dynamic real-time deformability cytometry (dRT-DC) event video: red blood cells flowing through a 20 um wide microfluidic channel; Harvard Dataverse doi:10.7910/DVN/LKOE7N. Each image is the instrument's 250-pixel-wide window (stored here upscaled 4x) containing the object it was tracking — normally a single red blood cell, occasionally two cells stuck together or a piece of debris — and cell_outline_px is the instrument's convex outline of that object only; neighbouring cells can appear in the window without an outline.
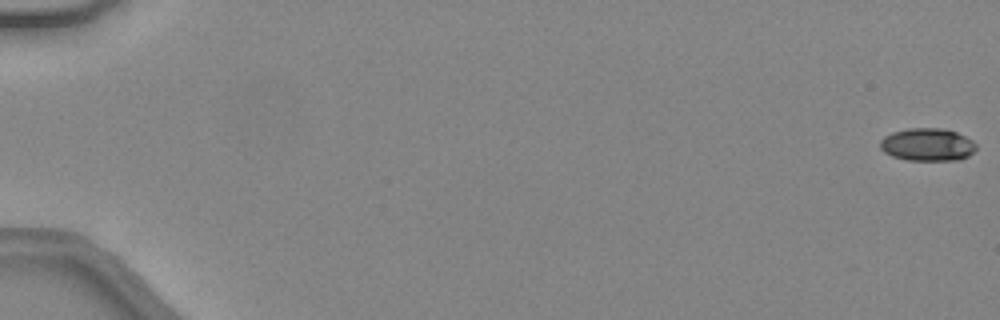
{"species": "common noctule bat (a hibernating species)", "species_latin": "Nyctalus noctula", "temperature_condition": "warm", "stored_images_in_passage": 49, "camera_frame_rate_fps": 3000, "um_per_image_px": 0.085, "animal": {"sex": "female", "body_mass_g": 24.6, "forearm_length_mm": 56.2}, "frame": {"image": 1, "passage_image": 1, "time_ms": 0.0, "image_size_px": [1000, 320], "cell_outline_px": [[976, 148], [968, 156], [960, 160], [908, 160], [892, 156], [884, 152], [880, 148], [880, 140], [884, 136], [892, 132], [908, 128], [940, 128], [956, 132], [972, 140], [976, 144]], "centroid_in_image_um": [78.81, 12.29], "position_along_channel_um": 6.2, "area_um2": 18.32}}
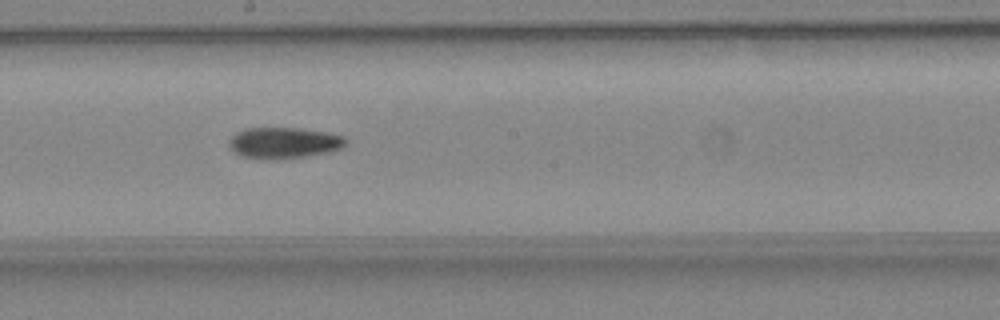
{"frame": {"image": 2, "passage_image": 29, "time_ms": 9.333, "image_size_px": [1000, 320], "cell_outline_px": [[348, 140], [340, 148], [328, 152], [308, 156], [272, 160], [240, 156], [228, 144], [228, 140], [236, 132], [244, 128], [300, 128], [324, 132], [344, 136]], "centroid_in_image_um": [24.1, 12.14], "position_along_channel_um": 224.1, "area_um2": 21.15}}
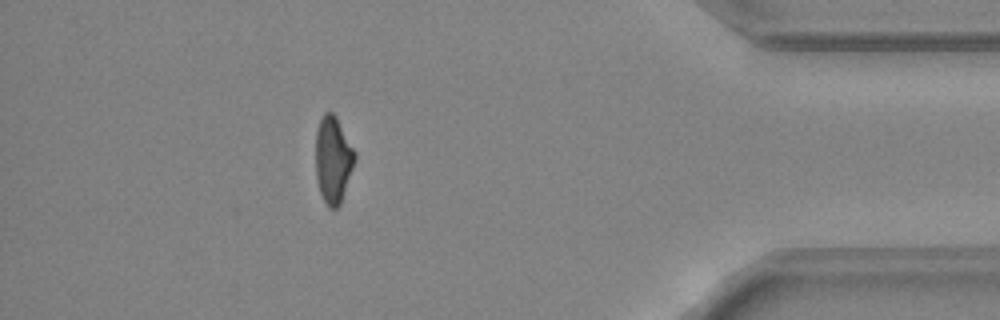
{"frame": {"image": 3, "passage_image": 44, "time_ms": 14.333, "image_size_px": [1000, 320], "cell_outline_px": [[356, 160], [340, 204], [336, 208], [328, 208], [320, 192], [316, 180], [316, 128], [324, 112], [332, 112], [336, 116], [356, 152]], "centroid_in_image_um": [28.31, 13.56], "position_along_channel_um": 406.9, "area_um2": 19.88}, "authors_computed_cell_mechanics": {"area_um2": 19.941, "velocity_mm_per_s": 4.4648, "shape_relaxation_time_tau1_ms": 3.9193, "shape_relaxation_time_tau2_ms": 7.0782, "deformation_change_tau1": 0.1704, "deformation_change_tau2": 0.1758}}